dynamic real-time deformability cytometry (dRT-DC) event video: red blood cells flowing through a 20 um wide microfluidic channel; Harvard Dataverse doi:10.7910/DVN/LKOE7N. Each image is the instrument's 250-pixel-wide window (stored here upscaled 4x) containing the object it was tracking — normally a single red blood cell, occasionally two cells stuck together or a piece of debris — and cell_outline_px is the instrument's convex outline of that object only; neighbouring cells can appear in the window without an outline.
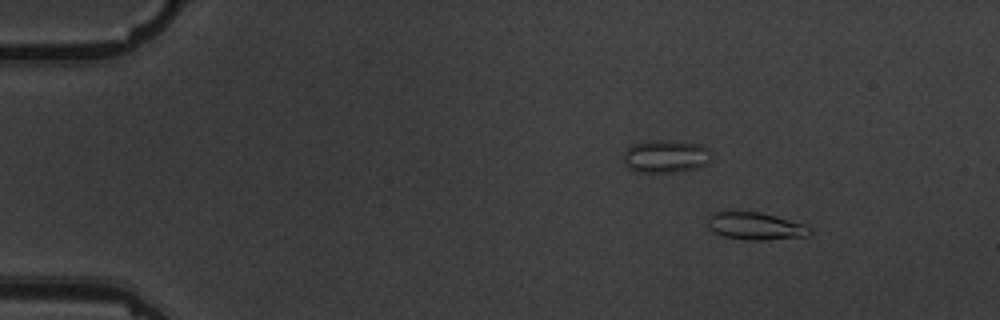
{"species": "common noctule bat (a hibernating species)", "species_latin": "Nyctalus noctula", "temperature_condition": "warm", "stored_images_in_passage": 5, "camera_frame_rate_fps": 3000, "um_per_image_px": 0.085, "animal": {"sex": "male", "body_mass_g": 19.5, "forearm_length_mm": 54.6}, "frame": {"image": 1, "passage_image": 1, "time_ms": 0.0, "image_size_px": [1000, 320], "cell_outline_px": [[812, 232], [808, 236], [764, 240], [752, 240], [724, 236], [708, 228], [708, 216], [712, 212], [760, 212], [804, 224], [812, 228]], "centroid_in_image_um": [64.24, 19.22], "position_along_channel_um": 20.8, "area_um2": 16.13}}
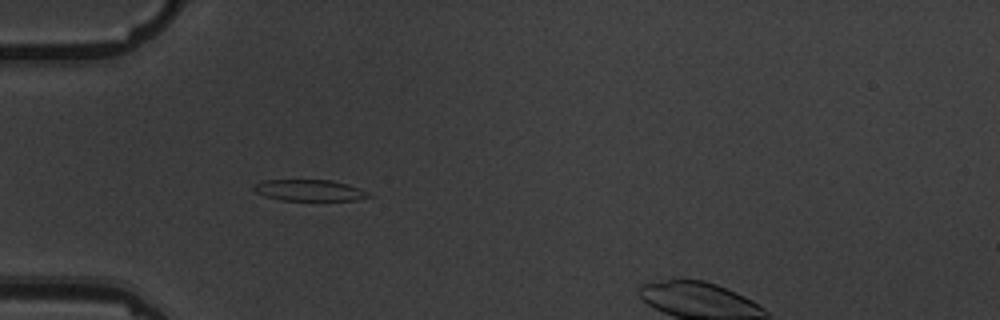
{"frame": {"image": 2, "passage_image": 4, "time_ms": 3.667, "image_size_px": [1000, 320], "cell_outline_px": [[372, 196], [356, 200], [280, 200], [264, 196], [256, 192], [252, 188], [256, 184], [264, 180], [332, 180], [348, 184], [360, 188], [368, 192]], "centroid_in_image_um": [26.31, 16.17], "position_along_channel_um": 58.7, "area_um2": 14.22}}